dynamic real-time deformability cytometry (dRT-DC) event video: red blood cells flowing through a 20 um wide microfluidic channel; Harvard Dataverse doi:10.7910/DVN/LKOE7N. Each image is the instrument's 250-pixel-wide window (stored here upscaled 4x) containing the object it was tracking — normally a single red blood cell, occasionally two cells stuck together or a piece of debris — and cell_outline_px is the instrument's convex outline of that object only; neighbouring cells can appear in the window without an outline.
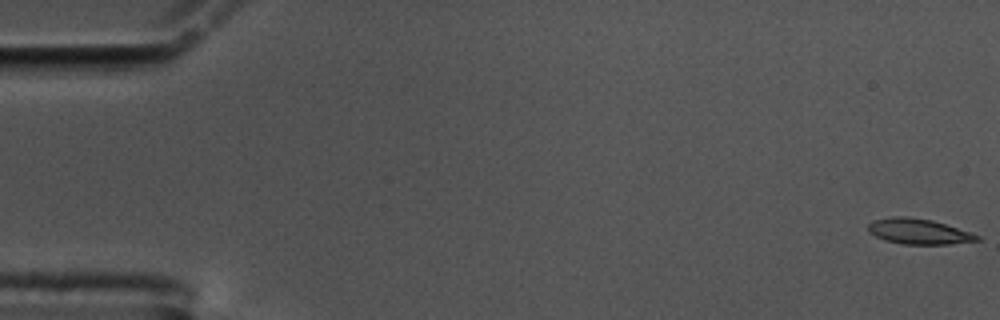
{"species": "common noctule bat (a hibernating species)", "species_latin": "Nyctalus noctula", "temperature_condition": "cold", "stored_images_in_passage": 12, "camera_frame_rate_fps": 3000, "um_per_image_px": 0.085, "animal": {"sex": "male", "body_mass_g": 17.5, "forearm_length_mm": 52.3}, "frame": {"image": 1, "passage_image": 1, "time_ms": 0.0, "image_size_px": [1000, 320], "cell_outline_px": [[980, 240], [948, 244], [904, 244], [884, 240], [868, 232], [868, 224], [872, 220], [892, 216], [904, 216], [932, 220], [980, 236]], "centroid_in_image_um": [78.02, 19.67], "position_along_channel_um": 7.0, "area_um2": 15.95}}